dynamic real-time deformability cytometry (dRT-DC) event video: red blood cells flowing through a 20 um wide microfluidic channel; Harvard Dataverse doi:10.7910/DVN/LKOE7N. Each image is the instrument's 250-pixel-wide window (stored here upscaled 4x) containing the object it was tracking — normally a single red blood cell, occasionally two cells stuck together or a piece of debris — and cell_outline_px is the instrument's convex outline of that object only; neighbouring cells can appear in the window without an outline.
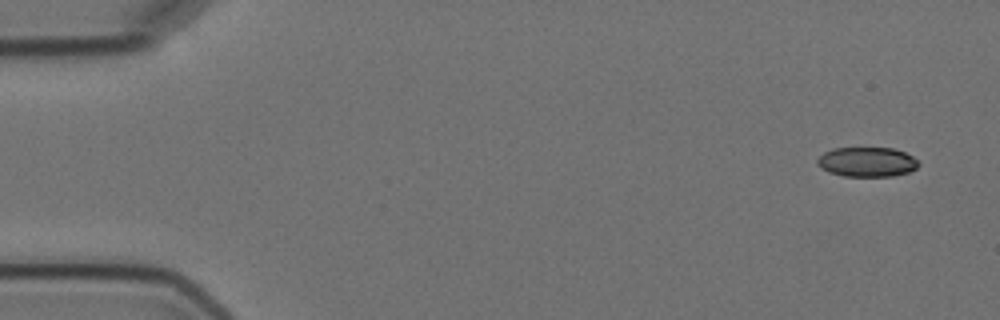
{"species": "Egyptian fruit bat (a non-hibernating species)", "species_latin": "Rousettus aegyptiacus", "temperature_condition": "cold", "stored_images_in_passage": 5, "camera_frame_rate_fps": 3000, "um_per_image_px": 0.085, "animal": {"sex": "female"}, "frame": {"image": 1, "passage_image": 1, "time_ms": 0.0, "image_size_px": [1000, 320], "cell_outline_px": [[920, 164], [916, 168], [908, 172], [892, 176], [844, 176], [828, 172], [820, 168], [816, 164], [816, 160], [824, 152], [832, 148], [892, 148], [904, 152], [912, 156]], "centroid_in_image_um": [73.65, 13.76], "position_along_channel_um": 11.3, "area_um2": 17.51}}